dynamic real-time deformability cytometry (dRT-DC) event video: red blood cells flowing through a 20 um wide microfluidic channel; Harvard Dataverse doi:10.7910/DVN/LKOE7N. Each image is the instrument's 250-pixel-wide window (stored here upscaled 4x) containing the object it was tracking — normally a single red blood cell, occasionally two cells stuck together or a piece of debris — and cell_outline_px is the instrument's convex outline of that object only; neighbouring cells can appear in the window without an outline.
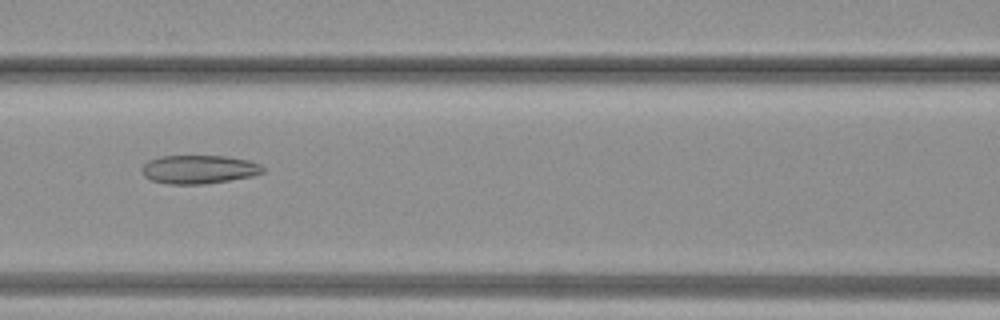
{"species": "common noctule bat (a hibernating species)", "species_latin": "Nyctalus noctula", "temperature_condition": "warm", "stored_images_in_passage": 38, "camera_frame_rate_fps": 3000, "um_per_image_px": 0.085, "animal": {"sex": "female", "body_mass_g": 19.3, "forearm_length_mm": 54.1}, "frame": {"image": 1, "passage_image": 15, "time_ms": 4.667, "image_size_px": [1000, 320], "cell_outline_px": [[264, 172], [252, 176], [204, 184], [168, 184], [152, 180], [144, 176], [140, 168], [148, 160], [160, 156], [228, 156], [252, 160], [260, 164], [264, 168]], "centroid_in_image_um": [16.91, 14.39], "position_along_channel_um": 149.7, "area_um2": 20.29}}
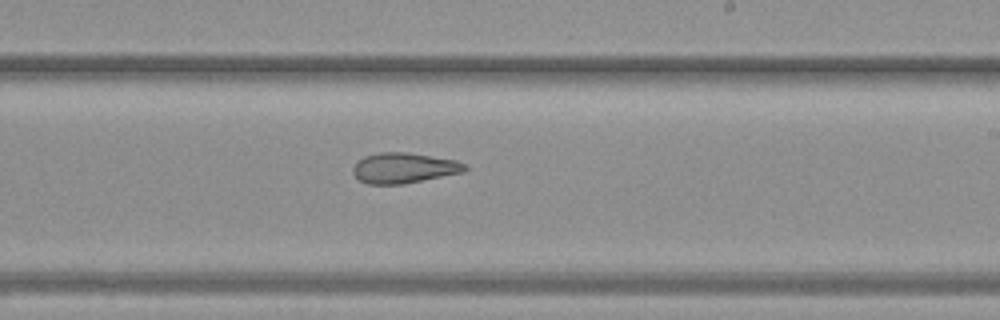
{"frame": {"image": 2, "passage_image": 21, "time_ms": 6.667, "image_size_px": [1000, 320], "cell_outline_px": [[468, 168], [464, 172], [404, 184], [368, 184], [360, 180], [352, 172], [352, 168], [364, 156], [380, 152], [408, 152], [456, 160], [468, 164]], "centroid_in_image_um": [34.37, 14.27], "position_along_channel_um": 254.6, "area_um2": 19.88}}
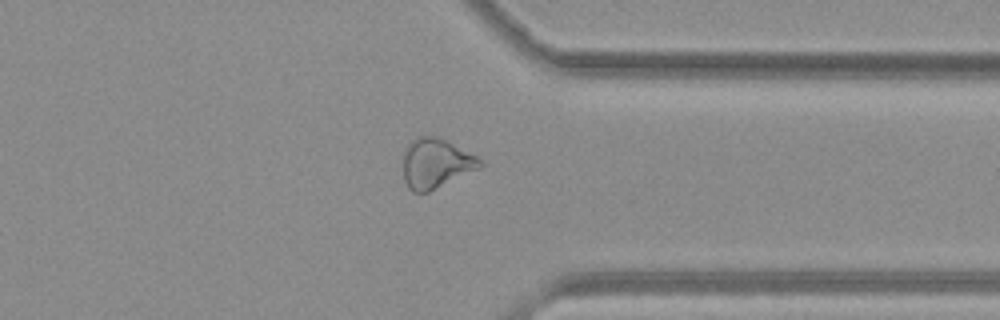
{"frame": {"image": 3, "passage_image": 28, "time_ms": 9.0, "image_size_px": [1000, 320], "cell_outline_px": [[484, 164], [480, 168], [428, 192], [412, 192], [408, 188], [404, 180], [400, 160], [404, 148], [416, 136], [436, 136], [448, 140], [476, 156]], "centroid_in_image_um": [36.98, 13.87], "position_along_channel_um": 374.4, "area_um2": 22.77}}